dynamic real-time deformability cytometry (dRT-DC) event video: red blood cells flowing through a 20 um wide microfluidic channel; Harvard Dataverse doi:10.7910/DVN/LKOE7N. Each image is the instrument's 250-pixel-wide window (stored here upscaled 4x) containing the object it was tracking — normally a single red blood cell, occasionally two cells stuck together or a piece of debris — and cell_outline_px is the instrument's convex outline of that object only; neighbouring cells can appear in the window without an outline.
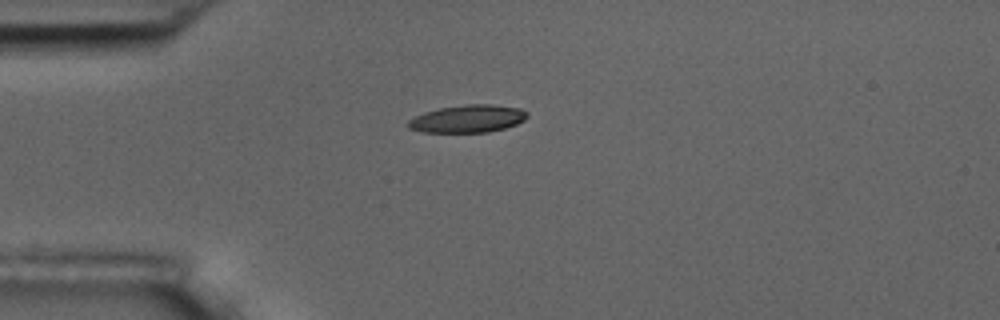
{"species": "common noctule bat (a hibernating species)", "species_latin": "Nyctalus noctula", "temperature_condition": "room temperature", "stored_images_in_passage": 3, "camera_frame_rate_fps": 3000, "um_per_image_px": 0.085, "animal": {"sex": "male", "body_mass_g": 17.5, "forearm_length_mm": 52.3}, "frame": {"image": 1, "passage_image": 1, "time_ms": 0.0, "image_size_px": [1000, 320], "cell_outline_px": [[528, 116], [524, 120], [516, 124], [504, 128], [488, 132], [424, 132], [408, 128], [408, 120], [424, 112], [440, 108], [468, 104], [492, 104], [520, 108], [528, 112]], "centroid_in_image_um": [39.78, 10.09], "position_along_channel_um": 45.2, "area_um2": 19.07}}